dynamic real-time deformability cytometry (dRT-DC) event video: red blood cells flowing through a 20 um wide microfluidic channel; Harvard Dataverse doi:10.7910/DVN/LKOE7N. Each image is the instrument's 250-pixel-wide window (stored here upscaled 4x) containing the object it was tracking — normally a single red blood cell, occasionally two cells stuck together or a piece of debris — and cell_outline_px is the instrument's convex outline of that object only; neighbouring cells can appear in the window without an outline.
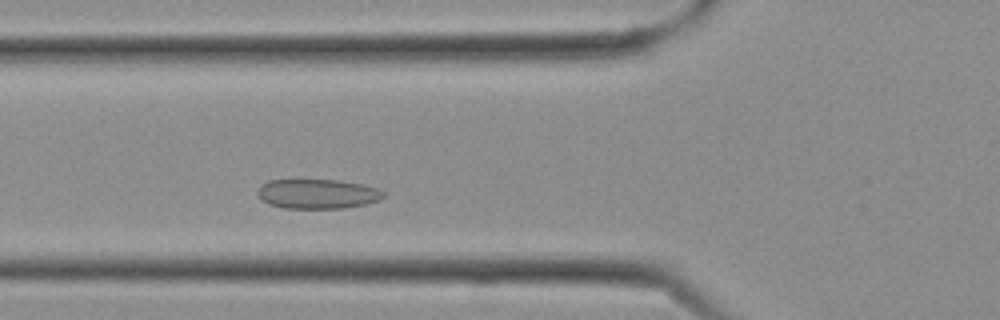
{"species": "Egyptian fruit bat (a non-hibernating species)", "species_latin": "Rousettus aegyptiacus", "temperature_condition": "cold", "stored_images_in_passage": 6, "camera_frame_rate_fps": 3000, "um_per_image_px": 0.085, "frame": {"image": 1, "passage_image": 6, "time_ms": 1.667, "image_size_px": [1000, 320], "cell_outline_px": [[384, 196], [380, 200], [364, 204], [344, 208], [284, 208], [268, 204], [260, 200], [256, 192], [260, 184], [268, 180], [340, 180], [360, 184], [376, 188], [384, 192]], "centroid_in_image_um": [26.92, 16.48], "position_along_channel_um": 98.9, "area_um2": 21.79}}